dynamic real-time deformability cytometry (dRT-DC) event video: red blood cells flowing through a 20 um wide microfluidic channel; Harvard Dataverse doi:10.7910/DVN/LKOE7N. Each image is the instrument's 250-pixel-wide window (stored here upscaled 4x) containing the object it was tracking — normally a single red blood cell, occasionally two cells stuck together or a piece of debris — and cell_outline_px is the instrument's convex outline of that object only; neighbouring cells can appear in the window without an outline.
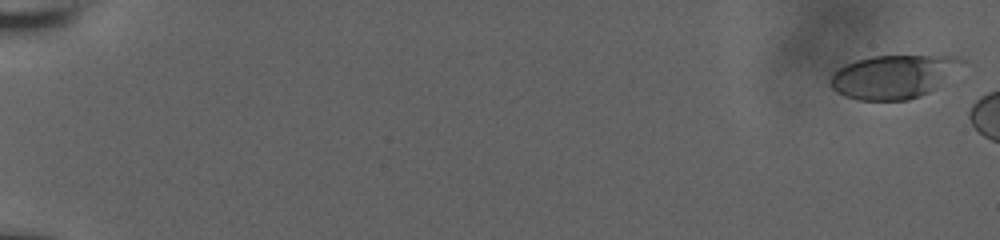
{"species": "human", "species_latin": "Homo sapiens", "temperature_condition": "room temperature", "stored_images_in_passage": 8, "camera_frame_rate_fps": 3000, "um_per_image_px": 0.085, "donor": {"sex": "male"}, "frame": {"image": 1, "passage_image": 1, "time_ms": 0.0, "image_size_px": [1000, 240], "cell_outline_px": [[968, 60], [928, 92], [920, 96], [908, 100], [860, 100], [844, 96], [836, 92], [828, 84], [828, 80], [832, 72], [844, 64], [856, 60], [872, 56], [960, 56]], "centroid_in_image_um": [75.86, 6.5], "position_along_channel_um": 9.1, "area_um2": 33.29}}